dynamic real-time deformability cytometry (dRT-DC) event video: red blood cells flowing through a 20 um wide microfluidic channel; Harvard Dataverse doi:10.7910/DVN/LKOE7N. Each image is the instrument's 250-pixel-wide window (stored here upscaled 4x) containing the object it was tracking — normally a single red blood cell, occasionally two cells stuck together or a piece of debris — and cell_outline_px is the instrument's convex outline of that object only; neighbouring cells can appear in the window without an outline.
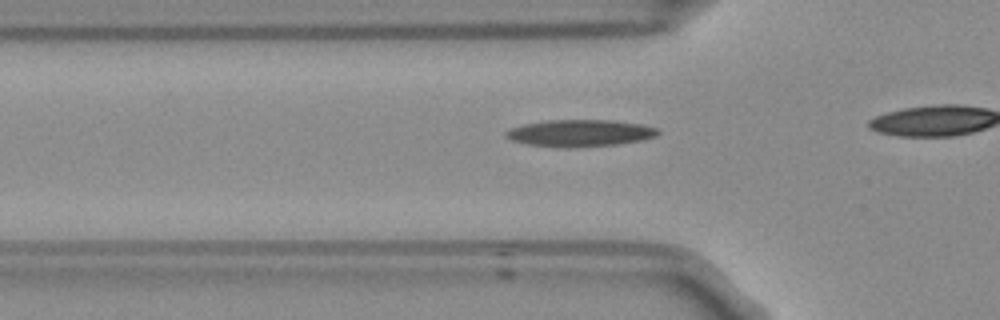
{"species": "Egyptian fruit bat (a non-hibernating species)", "species_latin": "Rousettus aegyptiacus", "temperature_condition": "room temperature", "stored_images_in_passage": 10, "camera_frame_rate_fps": 3000, "um_per_image_px": 0.085, "frame": {"image": 1, "passage_image": 5, "time_ms": 1.333, "image_size_px": [1000, 320], "cell_outline_px": [[660, 132], [656, 136], [644, 140], [616, 144], [572, 148], [564, 148], [528, 144], [512, 140], [504, 136], [504, 132], [512, 128], [524, 124], [548, 120], [616, 120], [644, 124], [656, 128]], "centroid_in_image_um": [49.33, 11.31], "position_along_channel_um": 76.5, "area_um2": 23.99}}